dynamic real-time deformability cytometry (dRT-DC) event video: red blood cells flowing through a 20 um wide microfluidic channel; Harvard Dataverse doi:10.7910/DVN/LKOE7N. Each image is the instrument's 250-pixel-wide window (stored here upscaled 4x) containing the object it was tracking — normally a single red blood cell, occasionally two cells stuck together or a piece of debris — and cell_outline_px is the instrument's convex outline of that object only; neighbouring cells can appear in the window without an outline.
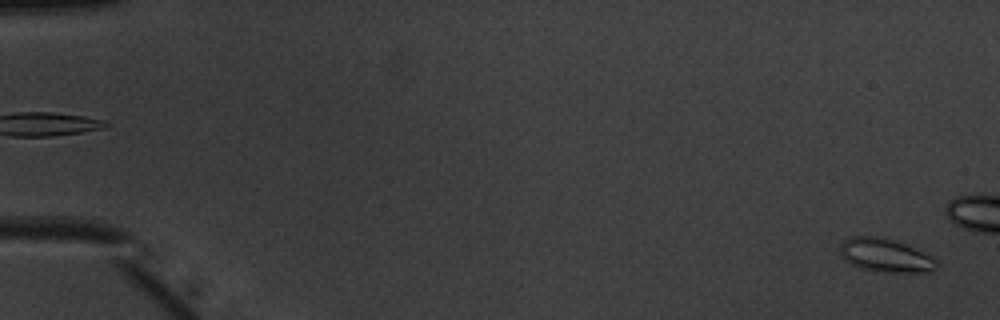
{"species": "common noctule bat (a hibernating species)", "species_latin": "Nyctalus noctula", "temperature_condition": "warm", "stored_images_in_passage": 15, "camera_frame_rate_fps": 3000, "um_per_image_px": 0.085, "animal": {"sex": "male", "body_mass_g": 20.1, "forearm_length_mm": 53.5}, "frame": {"image": 1, "passage_image": 2, "time_ms": 0.333, "image_size_px": [1000, 320], "cell_outline_px": [[940, 264], [932, 272], [884, 272], [860, 268], [844, 260], [840, 256], [840, 244], [844, 240], [852, 236], [876, 236], [892, 240], [904, 244], [936, 260]], "centroid_in_image_um": [75.22, 21.72], "position_along_channel_um": 9.8, "area_um2": 18.61}}